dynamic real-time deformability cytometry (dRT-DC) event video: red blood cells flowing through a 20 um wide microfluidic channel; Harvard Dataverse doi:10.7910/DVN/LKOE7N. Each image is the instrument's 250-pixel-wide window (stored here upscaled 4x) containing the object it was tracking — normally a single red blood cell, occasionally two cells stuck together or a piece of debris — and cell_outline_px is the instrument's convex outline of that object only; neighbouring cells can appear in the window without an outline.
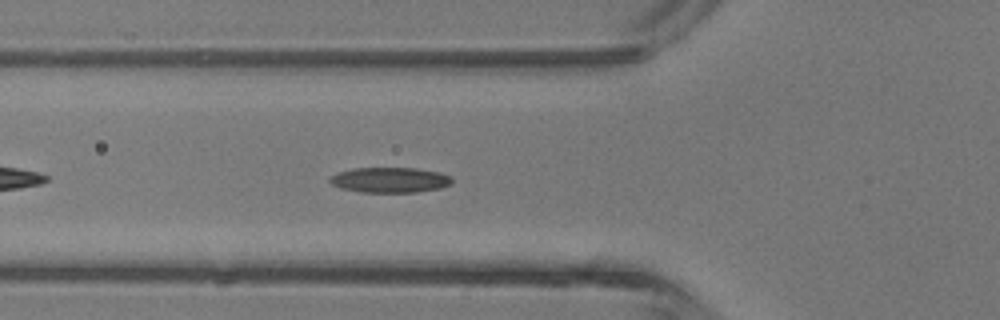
{"species": "common noctule bat (a hibernating species)", "species_latin": "Nyctalus noctula", "temperature_condition": "room temperature", "stored_images_in_passage": 5, "camera_frame_rate_fps": 3000, "um_per_image_px": 0.085, "animal": {"sex": "male", "body_mass_g": 13.3}, "frame": {"image": 1, "passage_image": 5, "time_ms": 5.667, "image_size_px": [1000, 320], "cell_outline_px": [[452, 184], [440, 188], [416, 192], [360, 192], [340, 188], [332, 184], [328, 180], [336, 172], [352, 168], [416, 168], [440, 172], [452, 176]], "centroid_in_image_um": [33.15, 15.29], "position_along_channel_um": 92.7, "area_um2": 18.15}}